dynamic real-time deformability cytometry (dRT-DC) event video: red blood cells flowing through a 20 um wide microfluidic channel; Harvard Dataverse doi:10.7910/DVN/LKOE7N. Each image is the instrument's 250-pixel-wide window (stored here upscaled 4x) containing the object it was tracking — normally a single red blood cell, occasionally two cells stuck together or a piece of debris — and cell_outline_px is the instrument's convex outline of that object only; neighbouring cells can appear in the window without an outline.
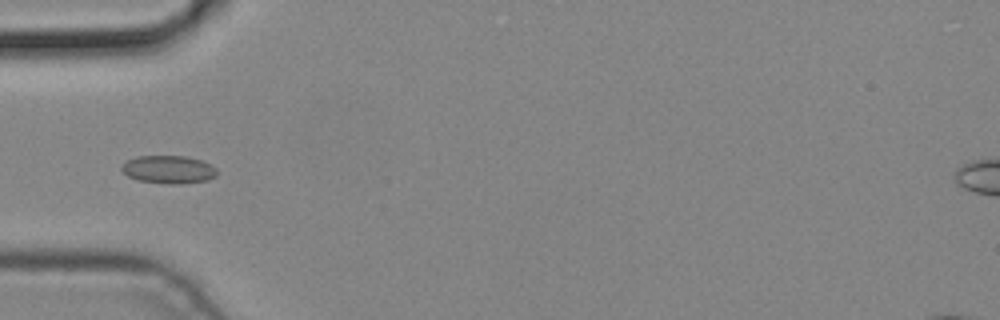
{"species": "common noctule bat (a hibernating species)", "species_latin": "Nyctalus noctula", "temperature_condition": "cold", "stored_images_in_passage": 6, "camera_frame_rate_fps": 3000, "um_per_image_px": 0.085, "animal": {"sex": "male", "body_mass_g": 19.2, "forearm_length_mm": 51.8}, "frame": {"image": 1, "passage_image": 5, "time_ms": 1.333, "image_size_px": [1000, 320], "cell_outline_px": [[216, 176], [208, 180], [184, 184], [168, 184], [136, 180], [128, 176], [120, 168], [128, 160], [136, 156], [184, 156], [200, 160], [216, 168]], "centroid_in_image_um": [14.32, 14.42], "position_along_channel_um": 70.7, "area_um2": 15.49}}
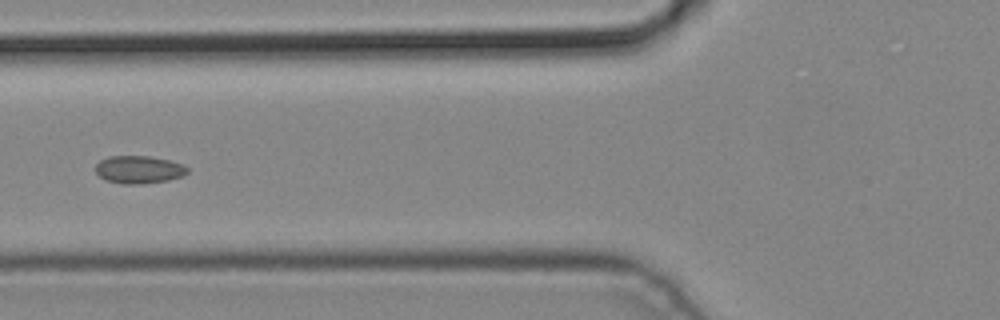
{"frame": {"image": 2, "passage_image": 6, "time_ms": 1.667, "image_size_px": [1000, 320], "cell_outline_px": [[188, 172], [184, 176], [168, 180], [140, 184], [124, 184], [108, 180], [100, 176], [96, 172], [96, 164], [100, 160], [108, 156], [148, 156], [168, 160], [180, 164], [188, 168]], "centroid_in_image_um": [11.8, 14.41], "position_along_channel_um": 114.0, "area_um2": 14.68}}